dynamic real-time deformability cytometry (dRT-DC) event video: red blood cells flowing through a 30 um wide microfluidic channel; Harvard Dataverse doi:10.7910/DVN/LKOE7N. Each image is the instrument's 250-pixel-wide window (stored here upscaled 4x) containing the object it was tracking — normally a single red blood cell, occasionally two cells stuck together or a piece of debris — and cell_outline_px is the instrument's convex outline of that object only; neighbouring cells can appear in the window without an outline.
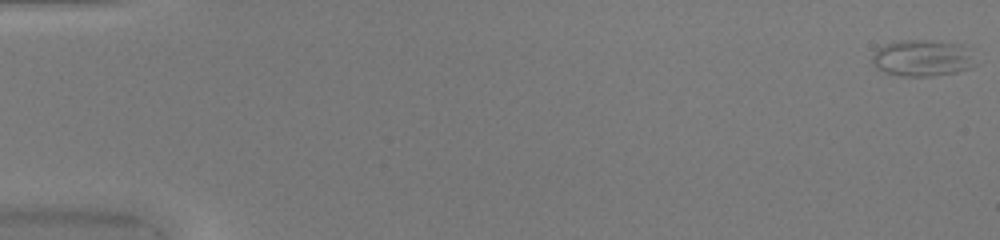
{"species": "common noctule bat (a hibernating species)", "species_latin": "Nyctalus noctula", "temperature_condition": "warm", "stored_images_in_passage": 51, "camera_frame_rate_fps": 3000, "um_per_image_px": 0.085, "animal": {"sex": "female", "body_mass_g": 20.0, "forearm_length_mm": 54.0}, "frame": {"image": 1, "passage_image": 1, "time_ms": 0.0, "image_size_px": [1000, 240], "cell_outline_px": [[980, 64], [972, 68], [956, 72], [928, 76], [900, 76], [884, 72], [876, 68], [872, 64], [872, 56], [876, 48], [884, 44], [900, 40], [932, 40], [964, 44]], "centroid_in_image_um": [78.44, 4.93], "position_along_channel_um": 6.6, "area_um2": 22.54}}
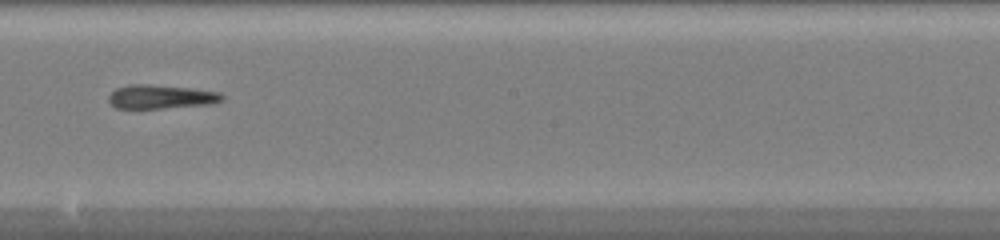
{"frame": {"image": 2, "passage_image": 30, "time_ms": 9.667, "image_size_px": [1000, 240], "cell_outline_px": [[224, 100], [212, 104], [160, 108], [116, 108], [108, 100], [108, 96], [116, 88], [128, 84], [148, 84], [192, 88], [220, 92], [224, 96]], "centroid_in_image_um": [13.7, 8.21], "position_along_channel_um": 234.5, "area_um2": 15.84}}
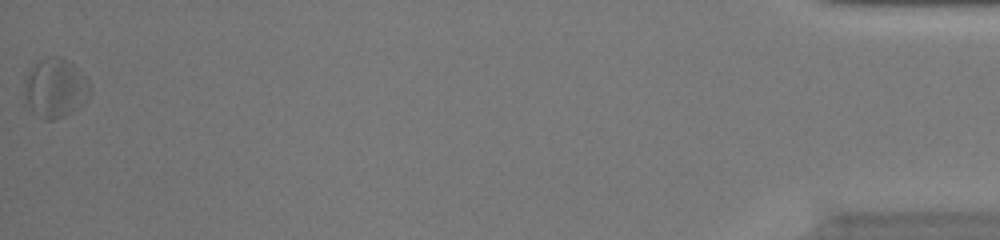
{"frame": {"image": 3, "passage_image": 51, "time_ms": 16.667, "image_size_px": [1000, 240], "cell_outline_px": [[92, 92], [84, 104], [80, 108], [64, 116], [52, 120], [44, 120], [32, 112], [24, 96], [24, 80], [28, 68], [40, 60], [56, 56], [60, 56], [68, 60], [88, 80], [92, 88]], "centroid_in_image_um": [4.7, 7.5], "position_along_channel_um": 430.5, "area_um2": 23.0}, "authors_computed_cell_mechanics": {"area_um2": 17.4556, "velocity_mm_per_s": 4.142, "shape_relaxation_time_tau1_ms": 3.8463, "shape_relaxation_time_tau2_ms": 3.1691, "deformation_change_tau1": 0.139, "deformation_change_tau2": 0.1369}}